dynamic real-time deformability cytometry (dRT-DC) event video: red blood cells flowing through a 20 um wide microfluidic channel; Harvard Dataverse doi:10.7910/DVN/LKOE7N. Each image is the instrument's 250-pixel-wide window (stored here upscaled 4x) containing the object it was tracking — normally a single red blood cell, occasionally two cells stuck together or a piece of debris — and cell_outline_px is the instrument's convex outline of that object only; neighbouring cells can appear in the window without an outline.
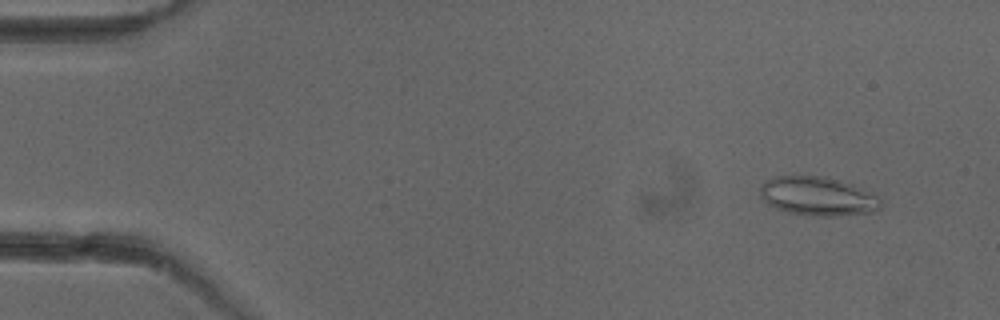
{"species": "common noctule bat (a hibernating species)", "species_latin": "Nyctalus noctula", "temperature_condition": "cold", "stored_images_in_passage": 5, "camera_frame_rate_fps": 3000, "um_per_image_px": 0.085, "animal": {"sex": "female"}, "frame": {"image": 1, "passage_image": 2, "time_ms": 1.0, "image_size_px": [1000, 320], "cell_outline_px": [[880, 208], [876, 212], [836, 216], [808, 216], [788, 212], [776, 208], [768, 204], [760, 196], [760, 184], [772, 176], [824, 176], [840, 180], [852, 184], [876, 196], [880, 200]], "centroid_in_image_um": [69.47, 16.68], "position_along_channel_um": 15.5, "area_um2": 27.46}}